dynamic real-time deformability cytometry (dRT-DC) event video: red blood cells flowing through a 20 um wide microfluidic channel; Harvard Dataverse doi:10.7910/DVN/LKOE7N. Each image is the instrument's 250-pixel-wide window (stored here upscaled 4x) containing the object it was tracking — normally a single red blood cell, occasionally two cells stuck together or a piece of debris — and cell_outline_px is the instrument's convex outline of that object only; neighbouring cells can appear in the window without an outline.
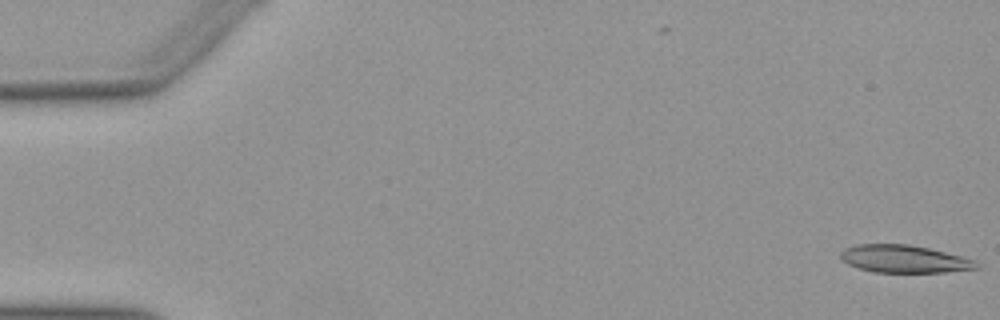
{"species": "Egyptian fruit bat (a non-hibernating species)", "species_latin": "Rousettus aegyptiacus", "temperature_condition": "warm", "stored_images_in_passage": 47, "camera_frame_rate_fps": 3000, "um_per_image_px": 0.085, "animal": {"sex": "female"}, "frame": {"image": 1, "passage_image": 1, "time_ms": 0.0, "image_size_px": [1000, 320], "cell_outline_px": [[980, 268], [944, 272], [872, 272], [848, 264], [840, 256], [840, 252], [844, 248], [856, 244], [908, 244], [928, 248], [976, 260], [980, 264]], "centroid_in_image_um": [76.86, 22.01], "position_along_channel_um": 8.1, "area_um2": 21.79}}
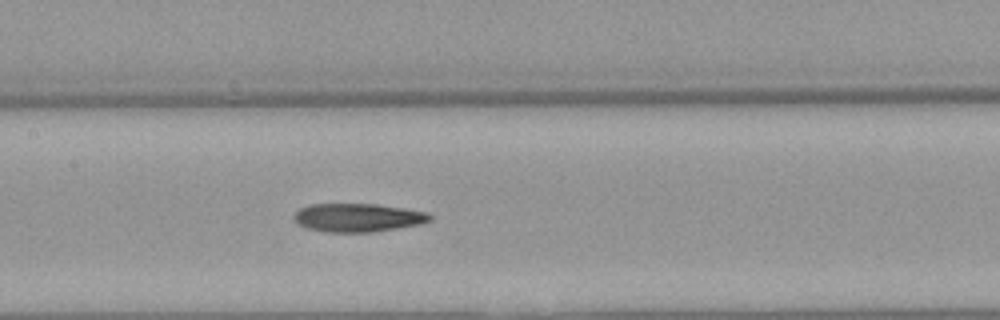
{"frame": {"image": 2, "passage_image": 25, "time_ms": 8.0, "image_size_px": [1000, 320], "cell_outline_px": [[432, 220], [420, 224], [372, 232], [324, 232], [308, 228], [300, 224], [292, 216], [300, 208], [312, 204], [376, 204], [404, 208], [428, 212], [432, 216]], "centroid_in_image_um": [30.44, 18.49], "position_along_channel_um": 177.0, "area_um2": 22.43}}
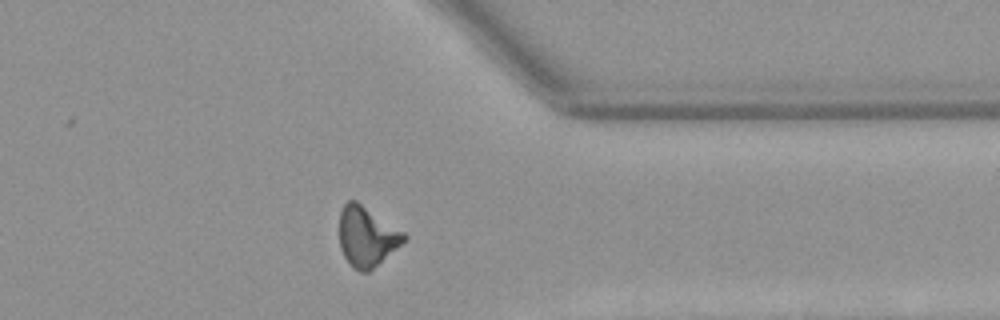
{"frame": {"image": 3, "passage_image": 41, "time_ms": 13.333, "image_size_px": [1000, 320], "cell_outline_px": [[408, 236], [400, 244], [368, 272], [360, 272], [352, 268], [344, 256], [340, 248], [340, 212], [344, 204], [348, 200], [356, 200], [404, 232]], "centroid_in_image_um": [31.14, 20.09], "position_along_channel_um": 380.3, "area_um2": 22.2}}